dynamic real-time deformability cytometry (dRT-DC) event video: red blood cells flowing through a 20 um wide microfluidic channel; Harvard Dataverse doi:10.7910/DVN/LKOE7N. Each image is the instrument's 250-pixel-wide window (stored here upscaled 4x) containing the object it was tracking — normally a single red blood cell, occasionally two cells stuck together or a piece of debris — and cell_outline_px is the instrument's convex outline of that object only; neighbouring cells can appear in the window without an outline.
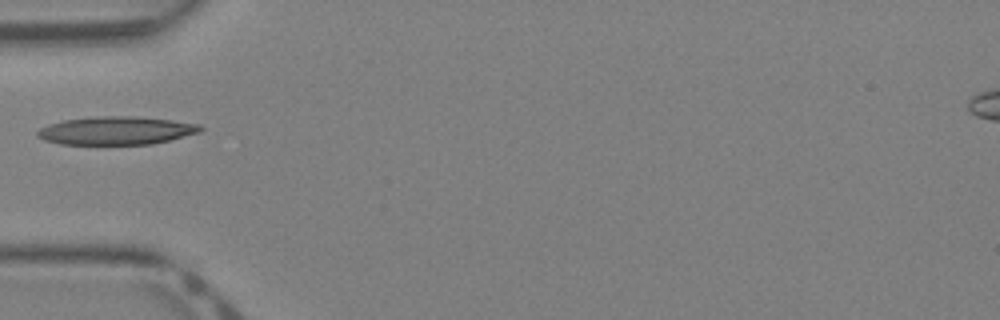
{"species": "Egyptian fruit bat (a non-hibernating species)", "species_latin": "Rousettus aegyptiacus", "temperature_condition": "warm", "stored_images_in_passage": 28, "camera_frame_rate_fps": 3000, "um_per_image_px": 0.085, "animal": {"sex": "female"}, "frame": {"image": 1, "passage_image": 1, "time_ms": 0.0, "image_size_px": [1000, 320], "cell_outline_px": [[204, 128], [200, 132], [152, 144], [60, 144], [44, 140], [36, 136], [36, 132], [40, 128], [48, 124], [64, 120], [92, 116], [132, 116], [172, 120], [200, 124]], "centroid_in_image_um": [9.85, 11.09], "position_along_channel_um": 75.1, "area_um2": 26.76}}
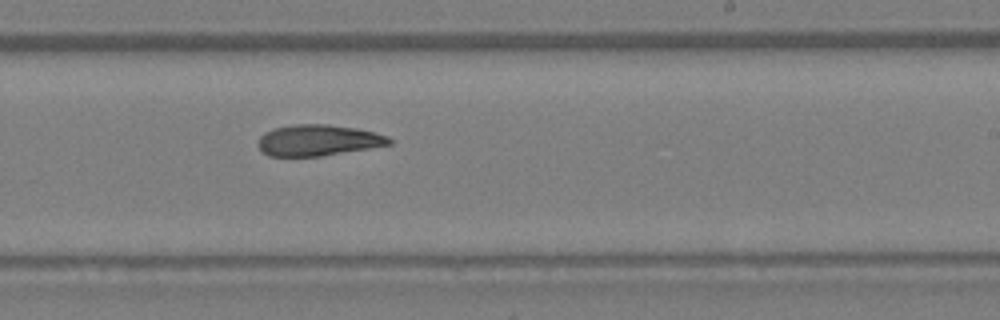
{"frame": {"image": 2, "passage_image": 12, "time_ms": 3.667, "image_size_px": [1000, 320], "cell_outline_px": [[392, 144], [320, 156], [268, 156], [256, 144], [260, 136], [264, 132], [272, 128], [296, 124], [328, 124], [356, 128], [388, 136], [392, 140]], "centroid_in_image_um": [27.0, 11.91], "position_along_channel_um": 262.0, "area_um2": 23.7}}
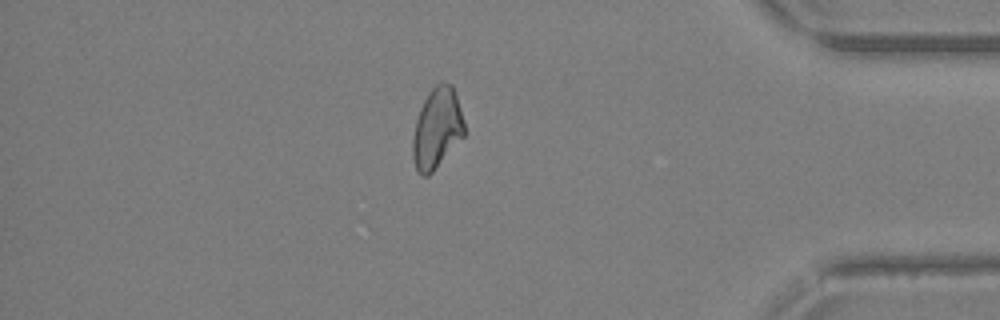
{"frame": {"image": 3, "passage_image": 22, "time_ms": 7.0, "image_size_px": [1000, 320], "cell_outline_px": [[464, 136], [432, 172], [428, 176], [420, 176], [416, 168], [412, 156], [412, 140], [416, 120], [420, 108], [428, 92], [440, 80], [452, 84], [464, 120]], "centroid_in_image_um": [37.13, 10.89], "position_along_channel_um": 398.1, "area_um2": 24.22}}